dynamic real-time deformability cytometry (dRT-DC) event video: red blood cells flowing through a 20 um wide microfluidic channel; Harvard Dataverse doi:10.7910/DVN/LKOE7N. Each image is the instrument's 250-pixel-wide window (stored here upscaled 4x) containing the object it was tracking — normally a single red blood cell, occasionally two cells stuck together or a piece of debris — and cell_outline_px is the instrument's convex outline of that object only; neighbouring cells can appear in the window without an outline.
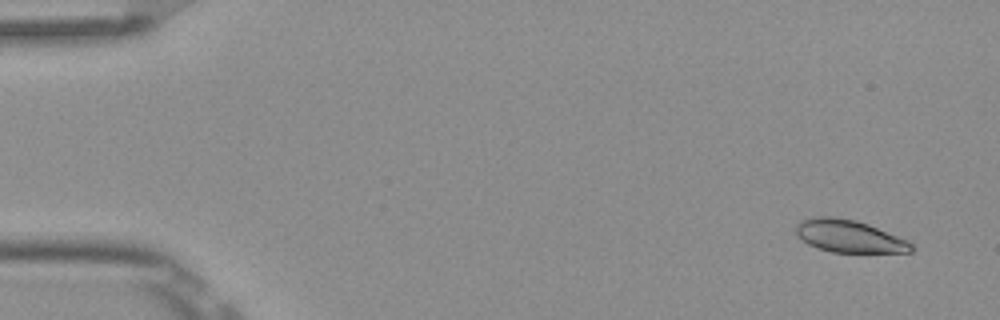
{"species": "Egyptian fruit bat (a non-hibernating species)", "species_latin": "Rousettus aegyptiacus", "temperature_condition": "room temperature", "stored_images_in_passage": 4, "camera_frame_rate_fps": 3000, "um_per_image_px": 0.085, "frame": {"image": 1, "passage_image": 1, "time_ms": 0.0, "image_size_px": [1000, 320], "cell_outline_px": [[916, 248], [912, 252], [832, 252], [808, 244], [796, 236], [796, 224], [800, 220], [816, 216], [828, 216], [856, 220], [868, 224], [908, 240]], "centroid_in_image_um": [72.17, 20.07], "position_along_channel_um": 12.8, "area_um2": 21.85}}
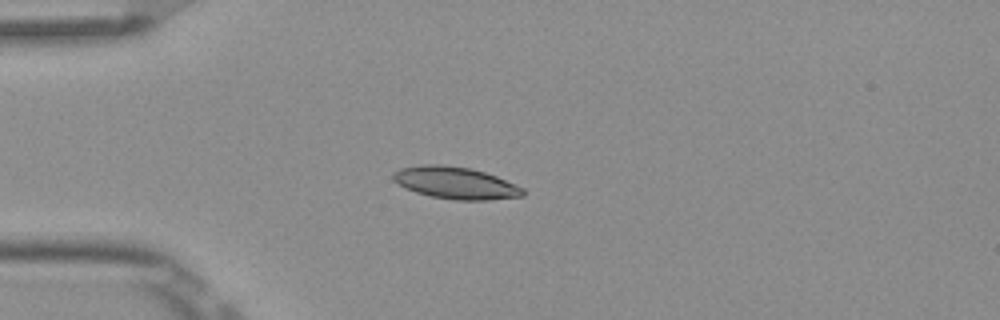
{"frame": {"image": 2, "passage_image": 4, "time_ms": 1.0, "image_size_px": [1000, 320], "cell_outline_px": [[524, 196], [488, 200], [456, 200], [432, 196], [416, 192], [404, 188], [396, 184], [392, 180], [392, 172], [400, 168], [424, 164], [444, 164], [472, 168], [496, 176], [524, 188]], "centroid_in_image_um": [38.68, 15.53], "position_along_channel_um": 46.3, "area_um2": 24.45}}